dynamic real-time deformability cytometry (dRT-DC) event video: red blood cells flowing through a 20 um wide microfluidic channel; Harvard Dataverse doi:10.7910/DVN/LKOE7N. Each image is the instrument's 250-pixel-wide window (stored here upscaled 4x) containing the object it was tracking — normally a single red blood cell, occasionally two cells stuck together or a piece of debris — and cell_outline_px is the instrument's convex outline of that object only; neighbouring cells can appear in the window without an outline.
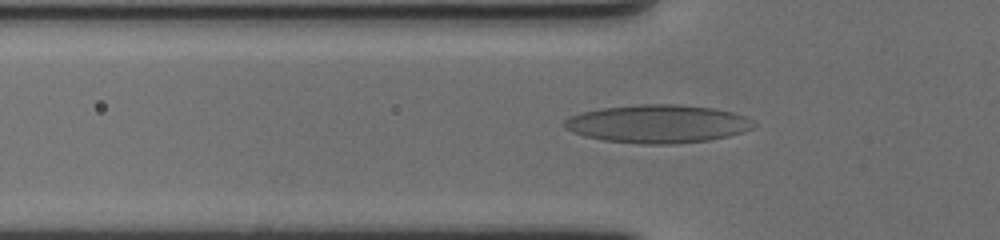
{"species": "human", "species_latin": "Homo sapiens", "temperature_condition": "cold", "stored_images_in_passage": 58, "camera_frame_rate_fps": 3000, "um_per_image_px": 0.085, "donor": {"sex": "female"}, "frame": {"image": 1, "passage_image": 19, "time_ms": 6.0, "image_size_px": [1000, 240], "cell_outline_px": [[756, 124], [752, 128], [744, 132], [728, 136], [708, 140], [676, 144], [640, 144], [604, 140], [584, 136], [572, 132], [564, 128], [564, 120], [568, 116], [580, 112], [600, 108], [636, 104], [680, 104], [712, 108], [732, 112], [748, 116]], "centroid_in_image_um": [55.89, 10.52], "position_along_channel_um": 69.9, "area_um2": 42.54}}
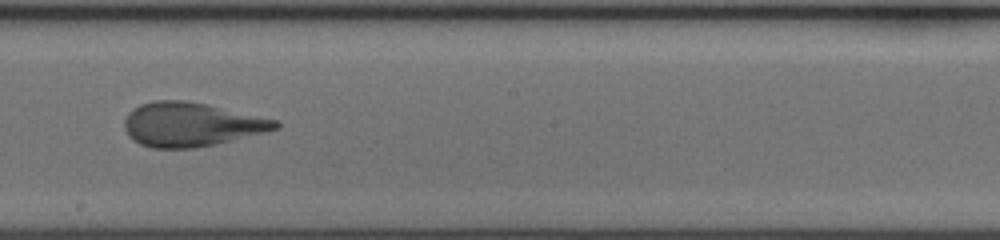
{"frame": {"image": 2, "passage_image": 33, "time_ms": 10.667, "image_size_px": [1000, 240], "cell_outline_px": [[280, 128], [216, 144], [196, 148], [152, 148], [140, 144], [132, 140], [128, 136], [124, 128], [124, 120], [128, 112], [132, 108], [140, 104], [152, 100], [184, 100], [208, 104], [276, 120], [280, 124]], "centroid_in_image_um": [16.19, 10.57], "position_along_channel_um": 232.0, "area_um2": 38.84}}
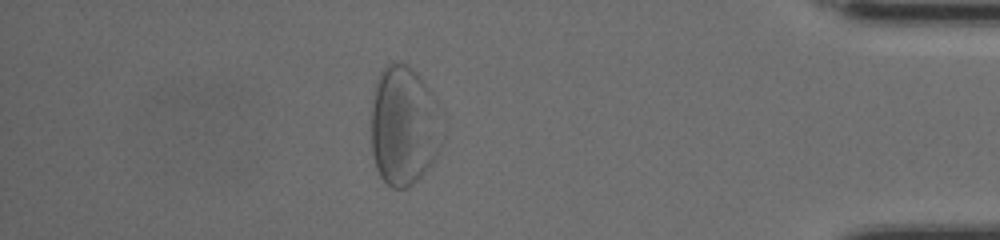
{"frame": {"image": 3, "passage_image": 51, "time_ms": 16.667, "image_size_px": [1000, 240], "cell_outline_px": [[444, 112], [436, 152], [424, 172], [408, 188], [392, 188], [380, 176], [376, 168], [372, 152], [372, 100], [376, 80], [380, 72], [388, 64], [408, 64], [424, 80]], "centroid_in_image_um": [34.32, 10.65], "position_along_channel_um": 400.9, "area_um2": 49.42}}